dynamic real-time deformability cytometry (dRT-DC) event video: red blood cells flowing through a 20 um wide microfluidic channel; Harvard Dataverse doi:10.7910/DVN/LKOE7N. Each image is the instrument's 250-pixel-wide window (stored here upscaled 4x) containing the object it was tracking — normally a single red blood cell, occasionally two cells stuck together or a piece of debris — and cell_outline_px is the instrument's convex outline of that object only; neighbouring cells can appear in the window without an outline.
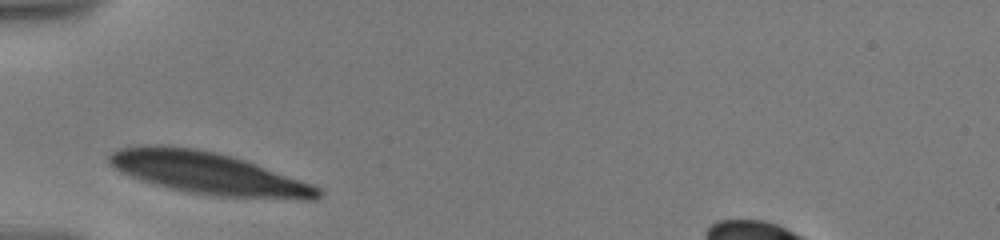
{"species": "human", "species_latin": "Homo sapiens", "temperature_condition": "warm", "stored_images_in_passage": 22, "camera_frame_rate_fps": 3000, "um_per_image_px": 0.085, "donor": {"sex": "male"}, "frame": {"image": 1, "passage_image": 1, "time_ms": 0.0, "image_size_px": [1000, 240], "cell_outline_px": [[324, 192], [316, 200], [300, 200], [216, 196], [188, 192], [140, 180], [120, 172], [108, 164], [108, 156], [112, 152], [120, 148], [144, 144], [160, 144], [192, 148], [216, 152], [232, 156], [244, 160], [312, 184], [320, 188]], "centroid_in_image_um": [17.69, 14.72], "position_along_channel_um": 67.3, "area_um2": 51.27}}
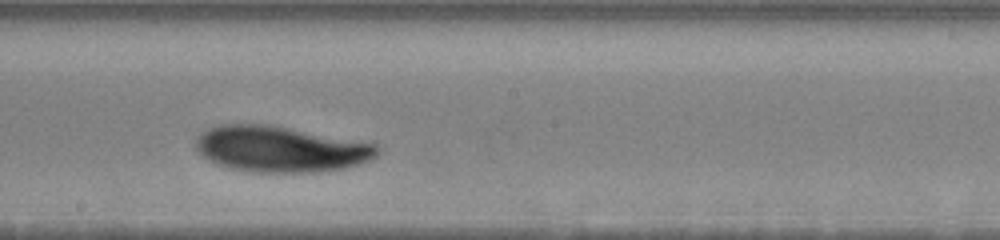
{"frame": {"image": 2, "passage_image": 7, "time_ms": 4.667, "image_size_px": [1000, 240], "cell_outline_px": [[380, 152], [376, 156], [360, 164], [344, 168], [320, 172], [252, 172], [232, 168], [216, 164], [208, 160], [196, 148], [196, 140], [204, 132], [220, 124], [268, 124], [376, 144], [380, 148]], "centroid_in_image_um": [23.87, 12.68], "position_along_channel_um": 224.3, "area_um2": 48.15}}
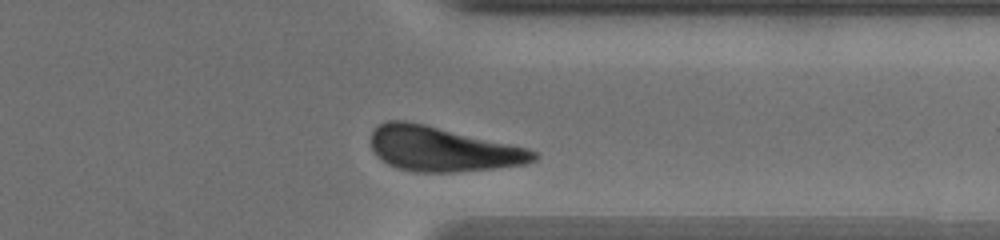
{"frame": {"image": 3, "passage_image": 18, "time_ms": 9.0, "image_size_px": [1000, 240], "cell_outline_px": [[540, 156], [536, 160], [524, 164], [496, 168], [452, 172], [416, 172], [396, 168], [388, 164], [376, 156], [372, 148], [372, 132], [376, 124], [384, 120], [408, 120], [528, 148], [536, 152]], "centroid_in_image_um": [37.58, 12.66], "position_along_channel_um": 373.8, "area_um2": 42.54}, "authors_computed_cell_mechanics": {"area_um2": 44.8817, "velocity_mm_per_s": 3.4493, "shape_relaxation_time_tau1_ms": 2.2398, "shape_relaxation_time_tau2_ms": null, "deformation_change_tau1": 0.1006, "deformation_change_tau2": null}}